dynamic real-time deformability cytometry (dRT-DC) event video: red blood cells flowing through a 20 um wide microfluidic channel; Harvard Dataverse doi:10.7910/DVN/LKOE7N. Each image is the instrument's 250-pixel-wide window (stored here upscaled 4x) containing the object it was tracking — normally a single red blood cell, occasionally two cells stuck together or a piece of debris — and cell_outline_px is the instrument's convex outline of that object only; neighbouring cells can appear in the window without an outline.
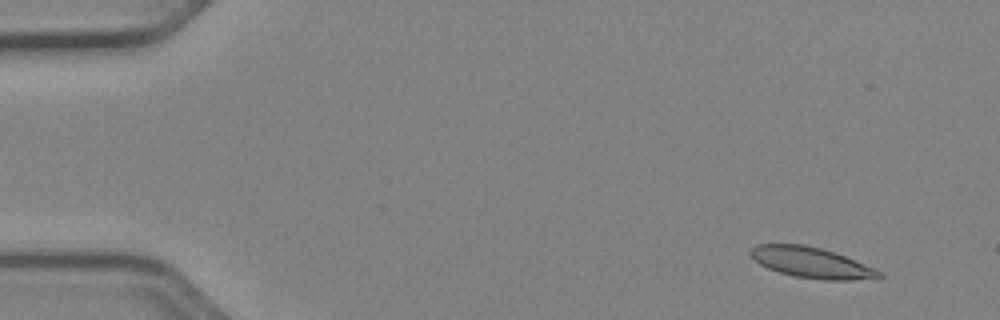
{"species": "Egyptian fruit bat (a non-hibernating species)", "species_latin": "Rousettus aegyptiacus", "temperature_condition": "cold", "stored_images_in_passage": 52, "camera_frame_rate_fps": 3000, "um_per_image_px": 0.085, "animal": {"sex": "female"}, "frame": {"image": 1, "passage_image": 4, "time_ms": 1.0, "image_size_px": [1000, 320], "cell_outline_px": [[884, 276], [880, 280], [824, 280], [796, 276], [780, 272], [768, 268], [760, 264], [748, 252], [756, 244], [804, 244], [820, 248], [844, 256], [884, 272]], "centroid_in_image_um": [69.05, 22.34], "position_along_channel_um": 15.9, "area_um2": 23.0}}
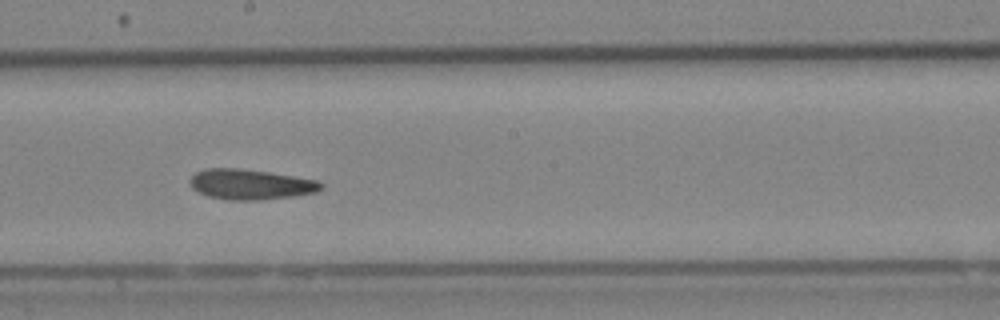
{"frame": {"image": 2, "passage_image": 29, "time_ms": 9.333, "image_size_px": [1000, 320], "cell_outline_px": [[324, 188], [316, 192], [296, 196], [260, 200], [228, 200], [208, 196], [192, 188], [188, 180], [196, 172], [204, 168], [240, 168], [268, 172], [320, 180], [324, 184]], "centroid_in_image_um": [21.33, 15.67], "position_along_channel_um": 226.9, "area_um2": 23.41}}
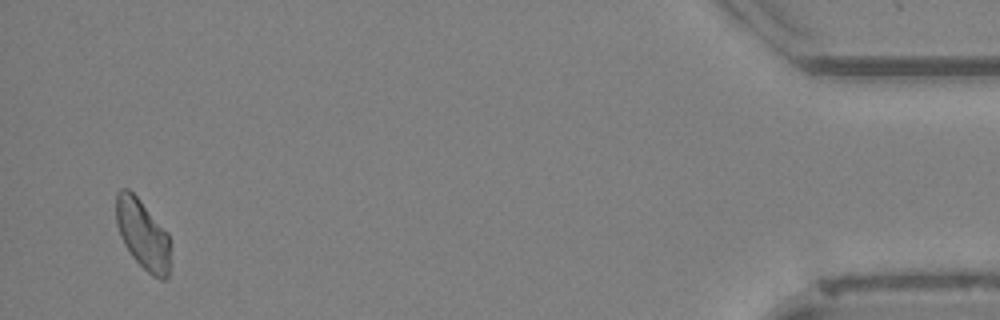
{"frame": {"image": 3, "passage_image": 50, "time_ms": 16.333, "image_size_px": [1000, 320], "cell_outline_px": [[168, 276], [164, 280], [160, 280], [152, 276], [132, 256], [124, 244], [120, 236], [116, 224], [116, 192], [120, 188], [128, 188], [140, 200], [168, 232]], "centroid_in_image_um": [12.09, 19.89], "position_along_channel_um": 423.1, "area_um2": 21.79}, "authors_computed_cell_mechanics": {"area_um2": 22.9177, "velocity_mm_per_s": 3.9301, "shape_relaxation_time_tau1_ms": 5.9181, "shape_relaxation_time_tau2_ms": 5.6548, "deformation_change_tau1": 0.1454, "deformation_change_tau2": 0.1353}}